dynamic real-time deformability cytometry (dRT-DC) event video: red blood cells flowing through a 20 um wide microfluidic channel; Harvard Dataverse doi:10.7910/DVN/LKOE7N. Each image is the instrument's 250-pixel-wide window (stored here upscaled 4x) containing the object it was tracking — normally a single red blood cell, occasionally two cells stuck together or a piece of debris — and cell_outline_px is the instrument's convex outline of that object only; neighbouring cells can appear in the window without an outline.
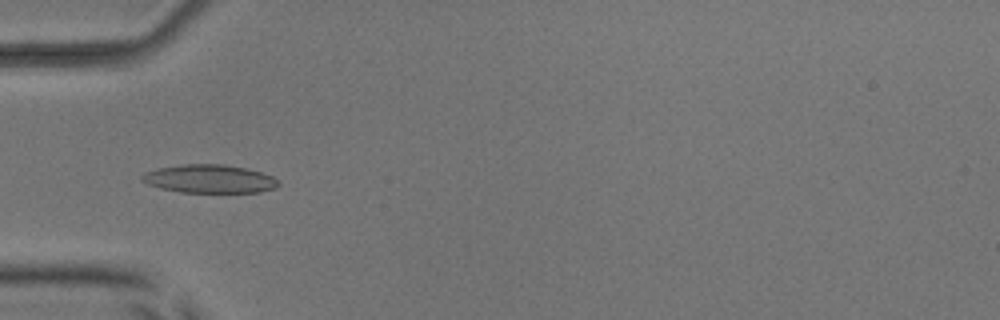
{"species": "common noctule bat (a hibernating species)", "species_latin": "Nyctalus noctula", "temperature_condition": "room temperature", "stored_images_in_passage": 8, "camera_frame_rate_fps": 3000, "um_per_image_px": 0.085, "animal": {"sex": "male", "body_mass_g": 17.9, "forearm_length_mm": 54.2}, "frame": {"image": 1, "passage_image": 5, "time_ms": 5.333, "image_size_px": [1000, 320], "cell_outline_px": [[280, 184], [276, 188], [260, 192], [180, 192], [160, 188], [148, 184], [140, 180], [140, 176], [144, 172], [160, 168], [184, 164], [224, 164], [244, 168], [260, 172], [272, 176]], "centroid_in_image_um": [17.78, 15.2], "position_along_channel_um": 67.2, "area_um2": 22.43}}
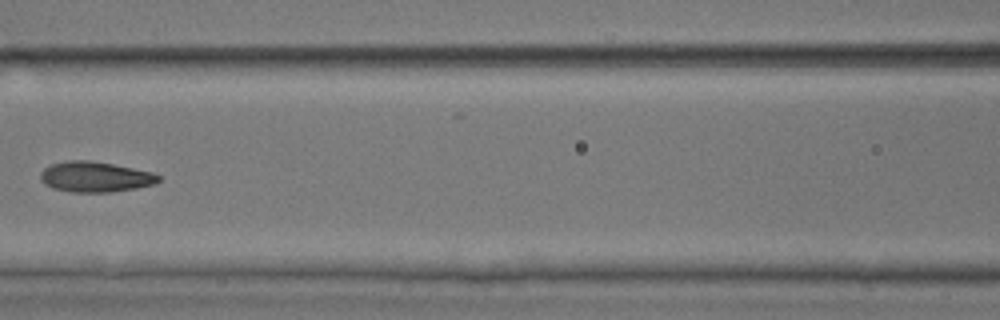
{"frame": {"image": 2, "passage_image": 7, "time_ms": 7.667, "image_size_px": [1000, 320], "cell_outline_px": [[160, 180], [152, 184], [136, 188], [112, 192], [72, 192], [52, 188], [44, 184], [40, 180], [40, 172], [44, 168], [52, 164], [68, 160], [88, 160], [112, 164], [152, 172], [160, 176]], "centroid_in_image_um": [8.05, 15.03], "position_along_channel_um": 158.5, "area_um2": 20.87}}
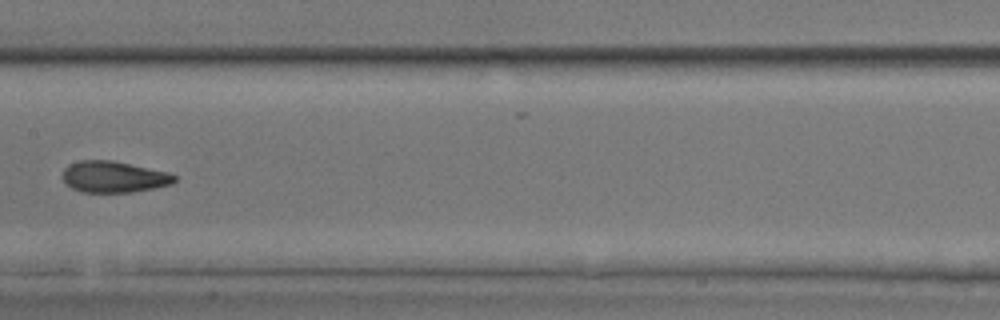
{"frame": {"image": 3, "passage_image": 8, "time_ms": 8.667, "image_size_px": [1000, 320], "cell_outline_px": [[176, 180], [172, 184], [132, 192], [80, 192], [72, 188], [64, 180], [64, 168], [68, 164], [80, 160], [112, 160], [168, 172], [176, 176]], "centroid_in_image_um": [9.67, 15.02], "position_along_channel_um": 197.7, "area_um2": 20.29}}